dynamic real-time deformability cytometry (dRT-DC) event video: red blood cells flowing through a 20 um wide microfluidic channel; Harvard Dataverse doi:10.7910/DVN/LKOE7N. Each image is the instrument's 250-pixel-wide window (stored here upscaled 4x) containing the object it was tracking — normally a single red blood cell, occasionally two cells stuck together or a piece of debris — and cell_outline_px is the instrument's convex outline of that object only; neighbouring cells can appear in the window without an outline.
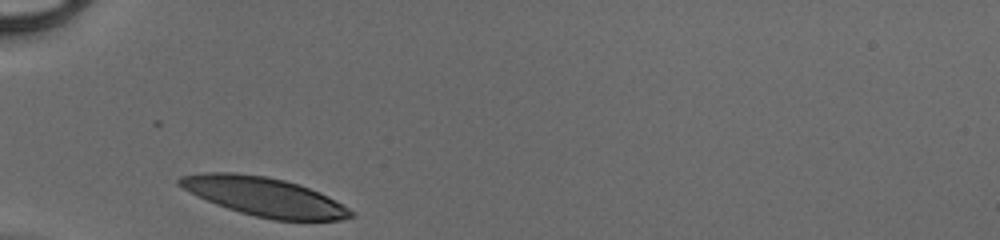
{"species": "human", "species_latin": "Homo sapiens", "temperature_condition": "cold", "stored_images_in_passage": 25, "camera_frame_rate_fps": 3000, "um_per_image_px": 0.085, "donor": {"sex": "male"}, "frame": {"image": 1, "passage_image": 1, "time_ms": 0.0, "image_size_px": [1000, 240], "cell_outline_px": [[356, 216], [340, 220], [272, 220], [240, 212], [216, 204], [176, 184], [176, 180], [180, 176], [204, 172], [236, 172], [264, 176], [284, 180], [320, 192], [328, 196], [356, 212]], "centroid_in_image_um": [22.49, 16.72], "position_along_channel_um": 62.5, "area_um2": 38.49}}
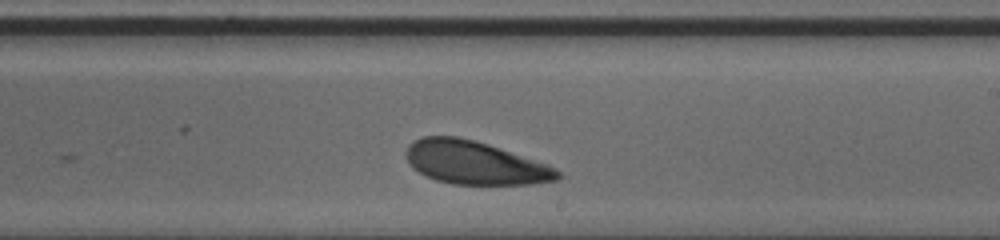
{"frame": {"image": 2, "passage_image": 15, "time_ms": 4.667, "image_size_px": [1000, 240], "cell_outline_px": [[564, 176], [560, 180], [532, 184], [452, 184], [436, 180], [424, 176], [412, 168], [408, 164], [404, 152], [408, 144], [424, 136], [456, 136], [476, 140], [548, 164], [560, 172]], "centroid_in_image_um": [40.35, 13.84], "position_along_channel_um": 248.7, "area_um2": 38.55}}
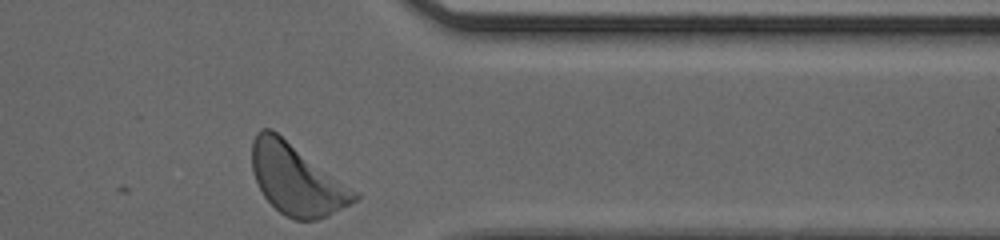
{"frame": {"image": 3, "passage_image": 25, "time_ms": 8.0, "image_size_px": [1000, 240], "cell_outline_px": [[360, 196], [356, 200], [328, 216], [316, 220], [296, 220], [284, 216], [264, 196], [252, 172], [252, 140], [256, 132], [260, 128], [272, 128], [360, 192]], "centroid_in_image_um": [25.22, 15.23], "position_along_channel_um": 386.2, "area_um2": 42.6}}